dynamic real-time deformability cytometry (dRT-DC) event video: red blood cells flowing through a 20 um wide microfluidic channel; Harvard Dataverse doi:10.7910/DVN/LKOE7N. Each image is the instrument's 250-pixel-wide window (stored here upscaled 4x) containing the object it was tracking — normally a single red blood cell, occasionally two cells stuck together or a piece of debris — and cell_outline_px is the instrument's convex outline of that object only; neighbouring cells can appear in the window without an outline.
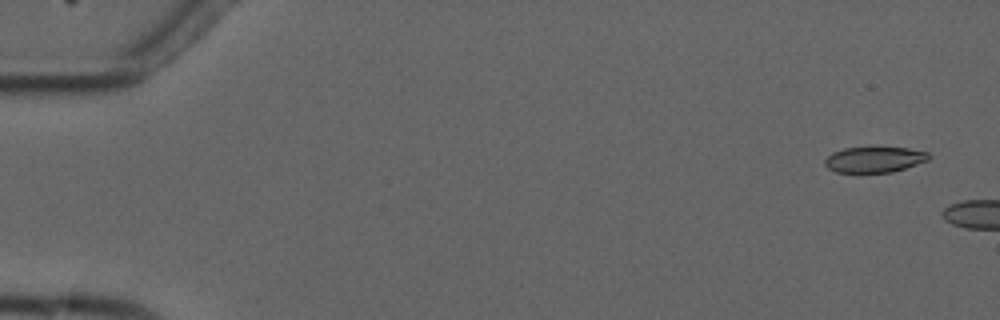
{"species": "common noctule bat (a hibernating species)", "species_latin": "Nyctalus noctula", "temperature_condition": "cold", "stored_images_in_passage": 2, "camera_frame_rate_fps": 3000, "um_per_image_px": 0.085, "animal": {"sex": "male", "forearm_length_mm": 52.5}, "frame": {"image": 1, "passage_image": 1, "time_ms": 0.0, "image_size_px": [1000, 320], "cell_outline_px": [[932, 156], [928, 160], [892, 172], [836, 172], [828, 168], [824, 164], [824, 160], [832, 152], [844, 148], [872, 144], [908, 148], [928, 152]], "centroid_in_image_um": [74.32, 13.5], "position_along_channel_um": 10.7, "area_um2": 16.3}}